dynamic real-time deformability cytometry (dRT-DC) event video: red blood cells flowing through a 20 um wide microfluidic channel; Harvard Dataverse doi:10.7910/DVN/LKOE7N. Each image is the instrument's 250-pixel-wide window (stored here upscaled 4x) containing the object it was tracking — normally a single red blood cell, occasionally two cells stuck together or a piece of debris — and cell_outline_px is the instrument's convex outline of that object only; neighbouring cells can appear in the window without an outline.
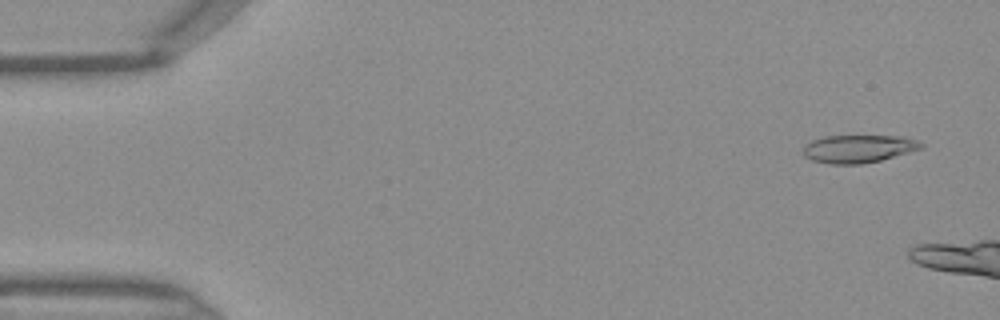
{"species": "Egyptian fruit bat (a non-hibernating species)", "species_latin": "Rousettus aegyptiacus", "temperature_condition": "warm", "stored_images_in_passage": 5, "camera_frame_rate_fps": 3000, "um_per_image_px": 0.085, "frame": {"image": 1, "passage_image": 1, "time_ms": 0.0, "image_size_px": [1000, 320], "cell_outline_px": [[924, 148], [880, 160], [860, 164], [828, 164], [812, 160], [804, 156], [800, 152], [804, 144], [812, 140], [824, 136], [904, 136], [920, 140], [924, 144]], "centroid_in_image_um": [72.95, 12.64], "position_along_channel_um": 12.0, "area_um2": 19.48}}